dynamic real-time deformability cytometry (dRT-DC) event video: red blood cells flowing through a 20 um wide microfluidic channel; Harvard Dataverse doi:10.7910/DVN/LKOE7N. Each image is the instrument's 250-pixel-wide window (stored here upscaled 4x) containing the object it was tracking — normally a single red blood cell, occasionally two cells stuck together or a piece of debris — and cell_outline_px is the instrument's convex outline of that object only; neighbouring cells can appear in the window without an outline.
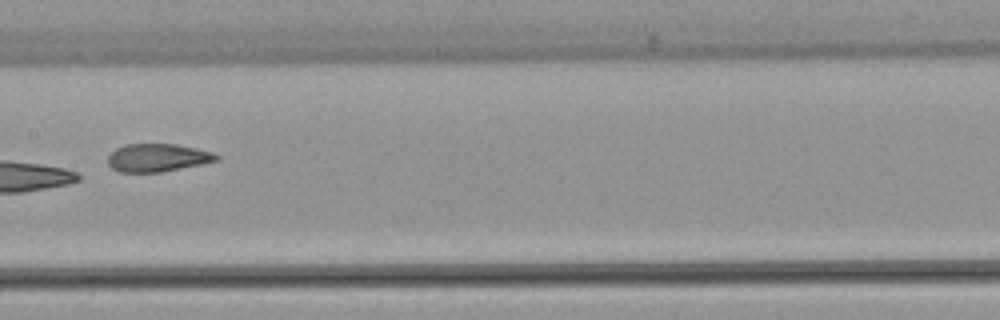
{"species": "common noctule bat (a hibernating species)", "species_latin": "Nyctalus noctula", "temperature_condition": "warm", "stored_images_in_passage": 7, "camera_frame_rate_fps": 3000, "um_per_image_px": 0.085, "animal": {"sex": "female", "body_mass_g": 22.7, "forearm_length_mm": 54.2}, "frame": {"image": 1, "passage_image": 7, "time_ms": 7.333, "image_size_px": [1000, 320], "cell_outline_px": [[220, 160], [160, 172], [120, 172], [112, 168], [108, 164], [108, 156], [116, 148], [124, 144], [176, 144], [196, 148], [212, 152], [220, 156]], "centroid_in_image_um": [13.39, 13.4], "position_along_channel_um": 194.0, "area_um2": 17.63}}